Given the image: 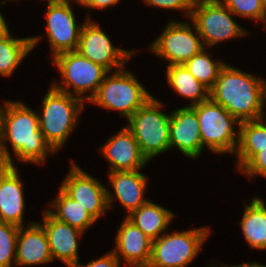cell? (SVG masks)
<instances>
[{
  "label": "cell",
  "instance_id": "6da1fadb",
  "mask_svg": "<svg viewBox=\"0 0 266 267\" xmlns=\"http://www.w3.org/2000/svg\"><path fill=\"white\" fill-rule=\"evenodd\" d=\"M1 101L0 158L11 167H18L16 160L23 166L46 165L49 161L47 158L57 153L46 142L40 130L37 110L20 99L4 98Z\"/></svg>",
  "mask_w": 266,
  "mask_h": 267
},
{
  "label": "cell",
  "instance_id": "7a4b0ae2",
  "mask_svg": "<svg viewBox=\"0 0 266 267\" xmlns=\"http://www.w3.org/2000/svg\"><path fill=\"white\" fill-rule=\"evenodd\" d=\"M265 79L226 63L220 70L210 98L239 122L263 118Z\"/></svg>",
  "mask_w": 266,
  "mask_h": 267
},
{
  "label": "cell",
  "instance_id": "3957f363",
  "mask_svg": "<svg viewBox=\"0 0 266 267\" xmlns=\"http://www.w3.org/2000/svg\"><path fill=\"white\" fill-rule=\"evenodd\" d=\"M41 100L37 107L40 130L46 142L58 154L62 148H66L65 145L82 121L81 115L87 104L78 97L57 90L51 84Z\"/></svg>",
  "mask_w": 266,
  "mask_h": 267
},
{
  "label": "cell",
  "instance_id": "277c9868",
  "mask_svg": "<svg viewBox=\"0 0 266 267\" xmlns=\"http://www.w3.org/2000/svg\"><path fill=\"white\" fill-rule=\"evenodd\" d=\"M125 68L127 66L109 72L87 104L96 105L107 112L116 111L119 118L127 120L145 105L154 94L142 84L139 77Z\"/></svg>",
  "mask_w": 266,
  "mask_h": 267
},
{
  "label": "cell",
  "instance_id": "5b68a950",
  "mask_svg": "<svg viewBox=\"0 0 266 267\" xmlns=\"http://www.w3.org/2000/svg\"><path fill=\"white\" fill-rule=\"evenodd\" d=\"M47 1L44 9L46 29L45 34L31 36L32 51L39 47V43L46 37L49 44V58L53 59L64 52L77 51L79 46L80 31L86 20H93L87 12L84 20L79 22L74 12V5L79 6L77 0H43ZM72 4V5H71ZM45 36V37H43Z\"/></svg>",
  "mask_w": 266,
  "mask_h": 267
},
{
  "label": "cell",
  "instance_id": "8992f818",
  "mask_svg": "<svg viewBox=\"0 0 266 267\" xmlns=\"http://www.w3.org/2000/svg\"><path fill=\"white\" fill-rule=\"evenodd\" d=\"M153 96L145 105L140 107L126 122L139 144L141 153L152 162L170 152V117L171 111L167 113L164 100ZM166 107V108H165ZM166 111V112H164ZM152 160V161H151Z\"/></svg>",
  "mask_w": 266,
  "mask_h": 267
},
{
  "label": "cell",
  "instance_id": "52a82bcc",
  "mask_svg": "<svg viewBox=\"0 0 266 267\" xmlns=\"http://www.w3.org/2000/svg\"><path fill=\"white\" fill-rule=\"evenodd\" d=\"M51 65L60 74L51 85L62 92L78 97L86 104L95 95L109 71L83 57L78 51L64 52L51 59Z\"/></svg>",
  "mask_w": 266,
  "mask_h": 267
},
{
  "label": "cell",
  "instance_id": "ba28073f",
  "mask_svg": "<svg viewBox=\"0 0 266 267\" xmlns=\"http://www.w3.org/2000/svg\"><path fill=\"white\" fill-rule=\"evenodd\" d=\"M210 226L168 230L152 241L149 267H187L194 262L212 235Z\"/></svg>",
  "mask_w": 266,
  "mask_h": 267
},
{
  "label": "cell",
  "instance_id": "9c48e42d",
  "mask_svg": "<svg viewBox=\"0 0 266 267\" xmlns=\"http://www.w3.org/2000/svg\"><path fill=\"white\" fill-rule=\"evenodd\" d=\"M220 0H198L192 5L189 20L195 25L204 47L213 48L227 41L246 38L251 31Z\"/></svg>",
  "mask_w": 266,
  "mask_h": 267
},
{
  "label": "cell",
  "instance_id": "30bf717a",
  "mask_svg": "<svg viewBox=\"0 0 266 267\" xmlns=\"http://www.w3.org/2000/svg\"><path fill=\"white\" fill-rule=\"evenodd\" d=\"M197 113L202 154L205 148L214 155H234L239 140L240 122L211 98L191 106Z\"/></svg>",
  "mask_w": 266,
  "mask_h": 267
},
{
  "label": "cell",
  "instance_id": "8fae6325",
  "mask_svg": "<svg viewBox=\"0 0 266 267\" xmlns=\"http://www.w3.org/2000/svg\"><path fill=\"white\" fill-rule=\"evenodd\" d=\"M159 35L148 44V52L165 61L167 65H180L204 49L195 25L187 21L169 18Z\"/></svg>",
  "mask_w": 266,
  "mask_h": 267
},
{
  "label": "cell",
  "instance_id": "7c38bea8",
  "mask_svg": "<svg viewBox=\"0 0 266 267\" xmlns=\"http://www.w3.org/2000/svg\"><path fill=\"white\" fill-rule=\"evenodd\" d=\"M110 35L102 29L100 22L86 20L82 25L77 51L90 61L97 63L109 72L118 71L137 56L139 50L115 46ZM133 49V50H132ZM136 52V53H135Z\"/></svg>",
  "mask_w": 266,
  "mask_h": 267
},
{
  "label": "cell",
  "instance_id": "4fadbf2b",
  "mask_svg": "<svg viewBox=\"0 0 266 267\" xmlns=\"http://www.w3.org/2000/svg\"><path fill=\"white\" fill-rule=\"evenodd\" d=\"M69 163L68 173L60 183V187L70 198L85 208L99 222L109 212L106 185L94 177L86 169H82L73 159Z\"/></svg>",
  "mask_w": 266,
  "mask_h": 267
},
{
  "label": "cell",
  "instance_id": "5bb4252c",
  "mask_svg": "<svg viewBox=\"0 0 266 267\" xmlns=\"http://www.w3.org/2000/svg\"><path fill=\"white\" fill-rule=\"evenodd\" d=\"M143 171L145 170L106 173L108 178L106 194L109 210H113V208L115 210L117 208L116 203H119L124 211H127L123 214L126 217L149 200L144 195L147 193L150 179Z\"/></svg>",
  "mask_w": 266,
  "mask_h": 267
},
{
  "label": "cell",
  "instance_id": "9a60e30c",
  "mask_svg": "<svg viewBox=\"0 0 266 267\" xmlns=\"http://www.w3.org/2000/svg\"><path fill=\"white\" fill-rule=\"evenodd\" d=\"M98 153L109 164L107 172L135 171L147 168L150 163L141 153L132 131L125 125L99 146Z\"/></svg>",
  "mask_w": 266,
  "mask_h": 267
},
{
  "label": "cell",
  "instance_id": "2e32d148",
  "mask_svg": "<svg viewBox=\"0 0 266 267\" xmlns=\"http://www.w3.org/2000/svg\"><path fill=\"white\" fill-rule=\"evenodd\" d=\"M41 221L49 242L50 252L55 260L67 267H74L80 262L79 245L86 233L54 218L45 208Z\"/></svg>",
  "mask_w": 266,
  "mask_h": 267
},
{
  "label": "cell",
  "instance_id": "e0dca14e",
  "mask_svg": "<svg viewBox=\"0 0 266 267\" xmlns=\"http://www.w3.org/2000/svg\"><path fill=\"white\" fill-rule=\"evenodd\" d=\"M169 146L182 156L197 160L202 155V139L196 111L191 106L171 110ZM176 149V150H174Z\"/></svg>",
  "mask_w": 266,
  "mask_h": 267
},
{
  "label": "cell",
  "instance_id": "ac0fdd59",
  "mask_svg": "<svg viewBox=\"0 0 266 267\" xmlns=\"http://www.w3.org/2000/svg\"><path fill=\"white\" fill-rule=\"evenodd\" d=\"M114 246L111 250L126 267L148 266L151 258L152 240L131 221L123 216L116 226Z\"/></svg>",
  "mask_w": 266,
  "mask_h": 267
},
{
  "label": "cell",
  "instance_id": "d6986e66",
  "mask_svg": "<svg viewBox=\"0 0 266 267\" xmlns=\"http://www.w3.org/2000/svg\"><path fill=\"white\" fill-rule=\"evenodd\" d=\"M20 172L18 167H11L0 179V222L18 227L35 222L34 220L25 221L27 210L25 181L21 179Z\"/></svg>",
  "mask_w": 266,
  "mask_h": 267
},
{
  "label": "cell",
  "instance_id": "ffe728a7",
  "mask_svg": "<svg viewBox=\"0 0 266 267\" xmlns=\"http://www.w3.org/2000/svg\"><path fill=\"white\" fill-rule=\"evenodd\" d=\"M53 263L47 234L35 221L19 228L15 267H33Z\"/></svg>",
  "mask_w": 266,
  "mask_h": 267
},
{
  "label": "cell",
  "instance_id": "44dd1931",
  "mask_svg": "<svg viewBox=\"0 0 266 267\" xmlns=\"http://www.w3.org/2000/svg\"><path fill=\"white\" fill-rule=\"evenodd\" d=\"M245 201L242 218L238 220L244 241L252 250L266 251V202L259 195Z\"/></svg>",
  "mask_w": 266,
  "mask_h": 267
},
{
  "label": "cell",
  "instance_id": "7402d4cb",
  "mask_svg": "<svg viewBox=\"0 0 266 267\" xmlns=\"http://www.w3.org/2000/svg\"><path fill=\"white\" fill-rule=\"evenodd\" d=\"M172 210L148 200L126 218L142 230L152 241L164 234L176 219Z\"/></svg>",
  "mask_w": 266,
  "mask_h": 267
},
{
  "label": "cell",
  "instance_id": "603a6c76",
  "mask_svg": "<svg viewBox=\"0 0 266 267\" xmlns=\"http://www.w3.org/2000/svg\"><path fill=\"white\" fill-rule=\"evenodd\" d=\"M55 194V197L47 201L45 207L54 218L84 233L97 224L91 214L80 203L70 198L60 187Z\"/></svg>",
  "mask_w": 266,
  "mask_h": 267
},
{
  "label": "cell",
  "instance_id": "cb8c5ba5",
  "mask_svg": "<svg viewBox=\"0 0 266 267\" xmlns=\"http://www.w3.org/2000/svg\"><path fill=\"white\" fill-rule=\"evenodd\" d=\"M164 68L166 85L170 86L178 97L189 103L185 106H193L210 98V89L199 82L183 64L168 65Z\"/></svg>",
  "mask_w": 266,
  "mask_h": 267
},
{
  "label": "cell",
  "instance_id": "d4e9b609",
  "mask_svg": "<svg viewBox=\"0 0 266 267\" xmlns=\"http://www.w3.org/2000/svg\"><path fill=\"white\" fill-rule=\"evenodd\" d=\"M260 149H266V120L240 122L234 170L238 172Z\"/></svg>",
  "mask_w": 266,
  "mask_h": 267
},
{
  "label": "cell",
  "instance_id": "484cf974",
  "mask_svg": "<svg viewBox=\"0 0 266 267\" xmlns=\"http://www.w3.org/2000/svg\"><path fill=\"white\" fill-rule=\"evenodd\" d=\"M32 52L31 36L16 37L11 29L0 36V77L14 76Z\"/></svg>",
  "mask_w": 266,
  "mask_h": 267
},
{
  "label": "cell",
  "instance_id": "4316f807",
  "mask_svg": "<svg viewBox=\"0 0 266 267\" xmlns=\"http://www.w3.org/2000/svg\"><path fill=\"white\" fill-rule=\"evenodd\" d=\"M210 50L211 48L205 47L183 64L199 82L209 89L214 86L221 68L226 64V61L221 58L217 59L213 55L214 52Z\"/></svg>",
  "mask_w": 266,
  "mask_h": 267
},
{
  "label": "cell",
  "instance_id": "83f0119b",
  "mask_svg": "<svg viewBox=\"0 0 266 267\" xmlns=\"http://www.w3.org/2000/svg\"><path fill=\"white\" fill-rule=\"evenodd\" d=\"M19 228L13 224L0 222V267H15Z\"/></svg>",
  "mask_w": 266,
  "mask_h": 267
},
{
  "label": "cell",
  "instance_id": "f1b7e54d",
  "mask_svg": "<svg viewBox=\"0 0 266 267\" xmlns=\"http://www.w3.org/2000/svg\"><path fill=\"white\" fill-rule=\"evenodd\" d=\"M237 18L262 24L266 20V11L260 0H220ZM257 22V23H256ZM259 22V23H258Z\"/></svg>",
  "mask_w": 266,
  "mask_h": 267
},
{
  "label": "cell",
  "instance_id": "f546056e",
  "mask_svg": "<svg viewBox=\"0 0 266 267\" xmlns=\"http://www.w3.org/2000/svg\"><path fill=\"white\" fill-rule=\"evenodd\" d=\"M238 172L253 182L258 177L266 179V149H260Z\"/></svg>",
  "mask_w": 266,
  "mask_h": 267
},
{
  "label": "cell",
  "instance_id": "4dcf8cb0",
  "mask_svg": "<svg viewBox=\"0 0 266 267\" xmlns=\"http://www.w3.org/2000/svg\"><path fill=\"white\" fill-rule=\"evenodd\" d=\"M143 5L150 8L161 9L166 11H178L185 19H189L191 15L193 0H140ZM182 12V13H181Z\"/></svg>",
  "mask_w": 266,
  "mask_h": 267
},
{
  "label": "cell",
  "instance_id": "1f68e13d",
  "mask_svg": "<svg viewBox=\"0 0 266 267\" xmlns=\"http://www.w3.org/2000/svg\"><path fill=\"white\" fill-rule=\"evenodd\" d=\"M80 261L74 267H121L122 262L115 256L114 252H104L101 257H97L94 260H89L84 265Z\"/></svg>",
  "mask_w": 266,
  "mask_h": 267
},
{
  "label": "cell",
  "instance_id": "d6a6232c",
  "mask_svg": "<svg viewBox=\"0 0 266 267\" xmlns=\"http://www.w3.org/2000/svg\"><path fill=\"white\" fill-rule=\"evenodd\" d=\"M120 1L122 0H79V7L86 8V11H107V8L110 10L118 6Z\"/></svg>",
  "mask_w": 266,
  "mask_h": 267
},
{
  "label": "cell",
  "instance_id": "836d02e7",
  "mask_svg": "<svg viewBox=\"0 0 266 267\" xmlns=\"http://www.w3.org/2000/svg\"><path fill=\"white\" fill-rule=\"evenodd\" d=\"M217 267H266V265L265 264H261V263H259V261L257 262V261H246V262H243V263H237V264H232L231 263V265L230 264H224L223 262H217Z\"/></svg>",
  "mask_w": 266,
  "mask_h": 267
},
{
  "label": "cell",
  "instance_id": "e575fe53",
  "mask_svg": "<svg viewBox=\"0 0 266 267\" xmlns=\"http://www.w3.org/2000/svg\"><path fill=\"white\" fill-rule=\"evenodd\" d=\"M9 20L7 23L6 17L3 16V13L0 10V36L4 35L6 32H8L11 28H9L10 26Z\"/></svg>",
  "mask_w": 266,
  "mask_h": 267
},
{
  "label": "cell",
  "instance_id": "d590c367",
  "mask_svg": "<svg viewBox=\"0 0 266 267\" xmlns=\"http://www.w3.org/2000/svg\"><path fill=\"white\" fill-rule=\"evenodd\" d=\"M10 168V164L0 158V179Z\"/></svg>",
  "mask_w": 266,
  "mask_h": 267
},
{
  "label": "cell",
  "instance_id": "8d00e7d4",
  "mask_svg": "<svg viewBox=\"0 0 266 267\" xmlns=\"http://www.w3.org/2000/svg\"><path fill=\"white\" fill-rule=\"evenodd\" d=\"M266 107V79H265V83H264V108ZM263 119L266 120V112H264L263 114Z\"/></svg>",
  "mask_w": 266,
  "mask_h": 267
},
{
  "label": "cell",
  "instance_id": "74e56055",
  "mask_svg": "<svg viewBox=\"0 0 266 267\" xmlns=\"http://www.w3.org/2000/svg\"><path fill=\"white\" fill-rule=\"evenodd\" d=\"M10 1V2H9ZM11 1H14V2H16V3H18V1L20 2V1H22V0H3V1H1L0 2V6H5L8 2L10 3V5H11Z\"/></svg>",
  "mask_w": 266,
  "mask_h": 267
},
{
  "label": "cell",
  "instance_id": "f35d334b",
  "mask_svg": "<svg viewBox=\"0 0 266 267\" xmlns=\"http://www.w3.org/2000/svg\"><path fill=\"white\" fill-rule=\"evenodd\" d=\"M211 263L208 264L207 267H217V262L210 261ZM214 263V264H213ZM144 267H149V266H144Z\"/></svg>",
  "mask_w": 266,
  "mask_h": 267
},
{
  "label": "cell",
  "instance_id": "ab89813d",
  "mask_svg": "<svg viewBox=\"0 0 266 267\" xmlns=\"http://www.w3.org/2000/svg\"><path fill=\"white\" fill-rule=\"evenodd\" d=\"M260 1H261V4H262L263 8L266 11V0H260Z\"/></svg>",
  "mask_w": 266,
  "mask_h": 267
},
{
  "label": "cell",
  "instance_id": "60d3db41",
  "mask_svg": "<svg viewBox=\"0 0 266 267\" xmlns=\"http://www.w3.org/2000/svg\"><path fill=\"white\" fill-rule=\"evenodd\" d=\"M264 25L261 27L263 30H265V33H266V20L264 21L263 23Z\"/></svg>",
  "mask_w": 266,
  "mask_h": 267
}]
</instances>
